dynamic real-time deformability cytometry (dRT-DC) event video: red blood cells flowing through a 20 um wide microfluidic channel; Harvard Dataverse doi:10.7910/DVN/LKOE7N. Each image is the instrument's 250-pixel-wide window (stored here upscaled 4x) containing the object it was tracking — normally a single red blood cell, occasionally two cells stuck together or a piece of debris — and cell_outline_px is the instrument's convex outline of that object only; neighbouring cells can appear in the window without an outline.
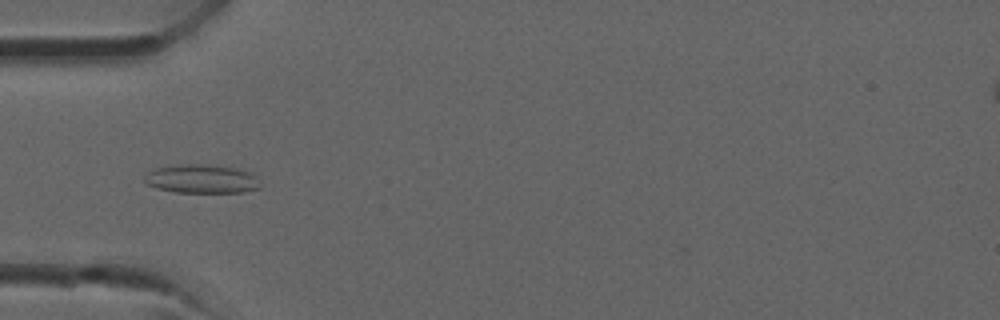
{"species": "common noctule bat (a hibernating species)", "species_latin": "Nyctalus noctula", "temperature_condition": "room temperature", "stored_images_in_passage": 37, "camera_frame_rate_fps": 3000, "um_per_image_px": 0.085, "animal": {"sex": "male", "forearm_length_mm": 52.5}, "frame": {"image": 1, "passage_image": 12, "time_ms": 3.667, "image_size_px": [1000, 320], "cell_outline_px": [[260, 188], [244, 192], [176, 192], [156, 188], [148, 184], [144, 180], [144, 176], [152, 168], [180, 164], [204, 164], [236, 168], [252, 172], [256, 176], [260, 184]], "centroid_in_image_um": [17.14, 15.2], "position_along_channel_um": 67.9, "area_um2": 19.54}}
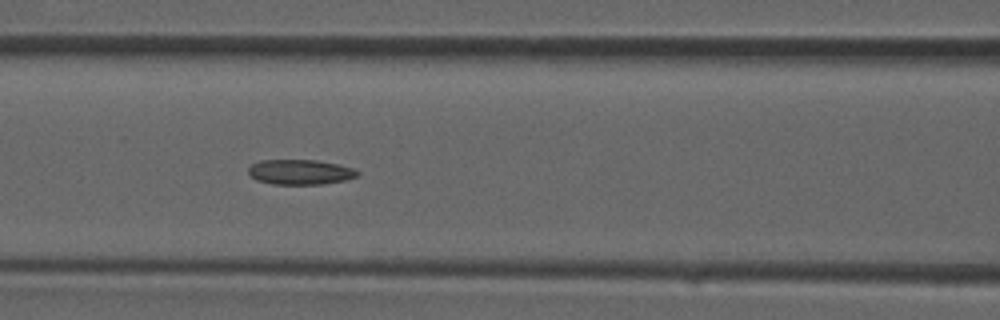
{"frame": {"image": 2, "passage_image": 16, "time_ms": 5.0, "image_size_px": [1000, 320], "cell_outline_px": [[360, 172], [356, 176], [344, 180], [320, 184], [272, 184], [256, 180], [248, 172], [248, 168], [252, 164], [260, 160], [316, 160], [336, 164], [352, 168]], "centroid_in_image_um": [25.47, 14.62], "position_along_channel_um": 141.1, "area_um2": 15.72}}
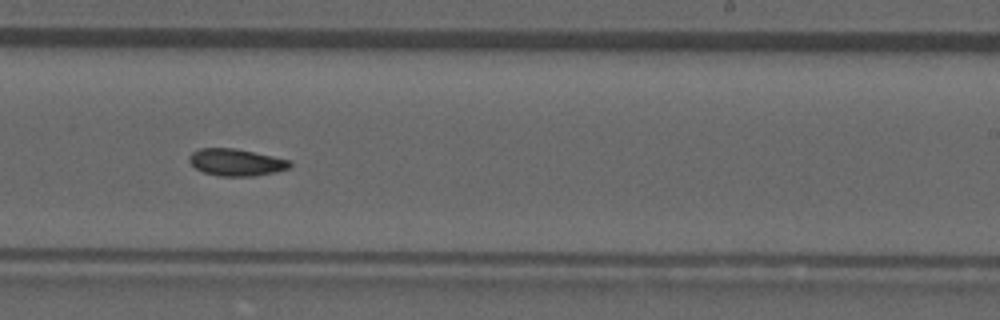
{"frame": {"image": 3, "passage_image": 23, "time_ms": 7.333, "image_size_px": [1000, 320], "cell_outline_px": [[292, 164], [288, 168], [276, 172], [256, 176], [220, 176], [204, 172], [196, 168], [188, 160], [188, 156], [192, 152], [200, 148], [232, 148], [292, 160]], "centroid_in_image_um": [20.08, 13.8], "position_along_channel_um": 268.9, "area_um2": 15.78}}